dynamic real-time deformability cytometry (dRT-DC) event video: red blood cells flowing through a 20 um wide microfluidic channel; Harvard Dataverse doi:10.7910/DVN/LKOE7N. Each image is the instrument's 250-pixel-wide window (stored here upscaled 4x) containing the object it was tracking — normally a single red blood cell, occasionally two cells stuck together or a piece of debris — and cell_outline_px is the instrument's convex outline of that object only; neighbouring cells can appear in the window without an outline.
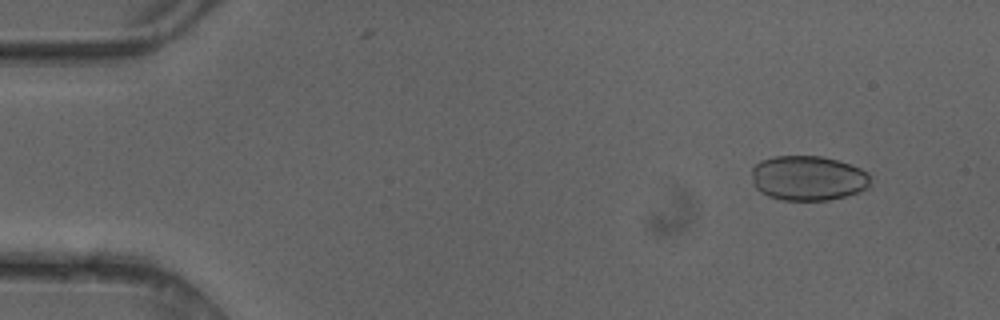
{"species": "common noctule bat (a hibernating species)", "species_latin": "Nyctalus noctula", "temperature_condition": "cold", "stored_images_in_passage": 4, "camera_frame_rate_fps": 3000, "um_per_image_px": 0.085, "animal": {"sex": "female"}, "frame": {"image": 1, "passage_image": 2, "time_ms": 0.333, "image_size_px": [1000, 320], "cell_outline_px": [[872, 176], [868, 188], [844, 196], [828, 200], [784, 200], [768, 196], [760, 192], [752, 184], [752, 168], [760, 160], [772, 156], [820, 156], [836, 160], [860, 168], [868, 172]], "centroid_in_image_um": [68.66, 15.13], "position_along_channel_um": 16.3, "area_um2": 31.15}}
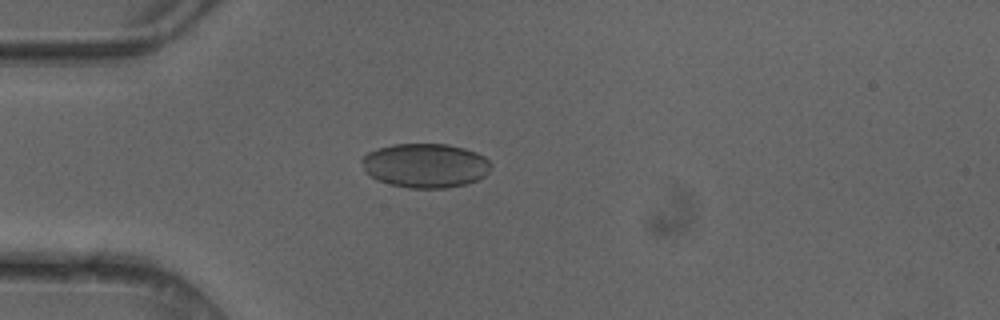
{"frame": {"image": 2, "passage_image": 4, "time_ms": 1.0, "image_size_px": [1000, 320], "cell_outline_px": [[492, 168], [484, 176], [468, 184], [444, 188], [408, 188], [376, 180], [364, 172], [360, 160], [368, 152], [376, 148], [392, 144], [448, 144], [464, 148], [476, 152], [484, 156], [492, 164]], "centroid_in_image_um": [36.14, 14.06], "position_along_channel_um": 48.9, "area_um2": 33.64}}